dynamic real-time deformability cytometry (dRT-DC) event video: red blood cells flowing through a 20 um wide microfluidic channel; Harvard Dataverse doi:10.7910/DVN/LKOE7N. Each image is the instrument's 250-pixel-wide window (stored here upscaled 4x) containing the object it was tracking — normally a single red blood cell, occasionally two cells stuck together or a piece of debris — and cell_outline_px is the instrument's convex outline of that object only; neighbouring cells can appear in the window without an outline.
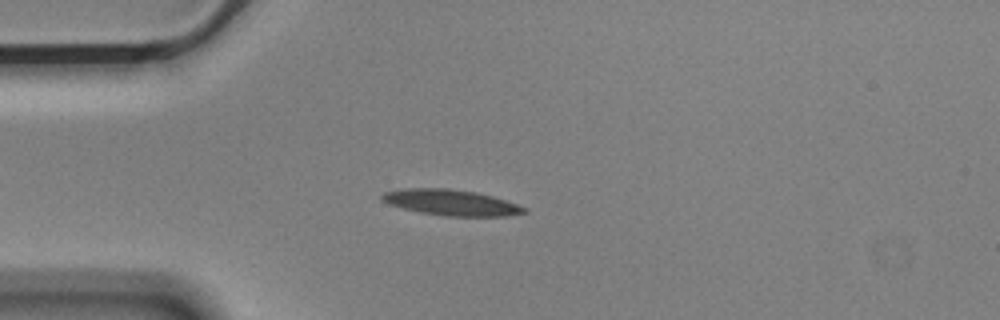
{"species": "Egyptian fruit bat (a non-hibernating species)", "species_latin": "Rousettus aegyptiacus", "temperature_condition": "cold", "stored_images_in_passage": 51, "camera_frame_rate_fps": 3000, "um_per_image_px": 0.085, "animal": {"sex": "male"}, "frame": {"image": 1, "passage_image": 10, "time_ms": 3.0, "image_size_px": [1000, 320], "cell_outline_px": [[528, 212], [508, 216], [444, 216], [420, 212], [388, 204], [380, 200], [380, 196], [384, 192], [408, 188], [448, 188], [476, 192], [492, 196], [528, 208]], "centroid_in_image_um": [38.34, 17.22], "position_along_channel_um": 46.7, "area_um2": 21.39}}
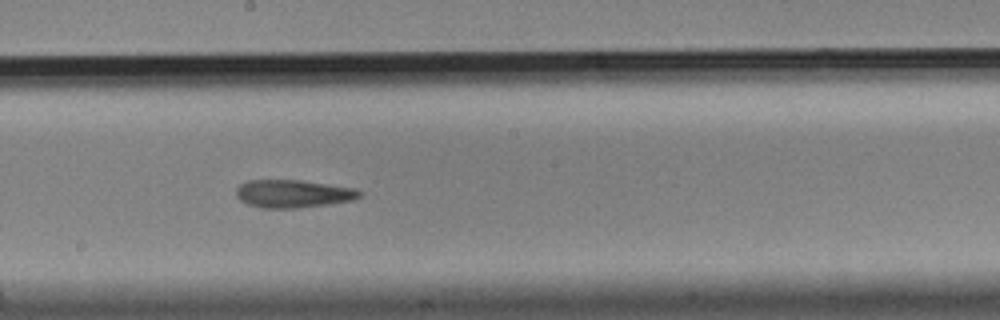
{"frame": {"image": 2, "passage_image": 26, "time_ms": 8.333, "image_size_px": [1000, 320], "cell_outline_px": [[360, 196], [352, 200], [328, 204], [296, 208], [260, 208], [248, 204], [240, 200], [236, 196], [236, 188], [240, 184], [248, 180], [300, 180], [352, 188], [360, 192]], "centroid_in_image_um": [24.84, 16.47], "position_along_channel_um": 223.4, "area_um2": 19.83}}
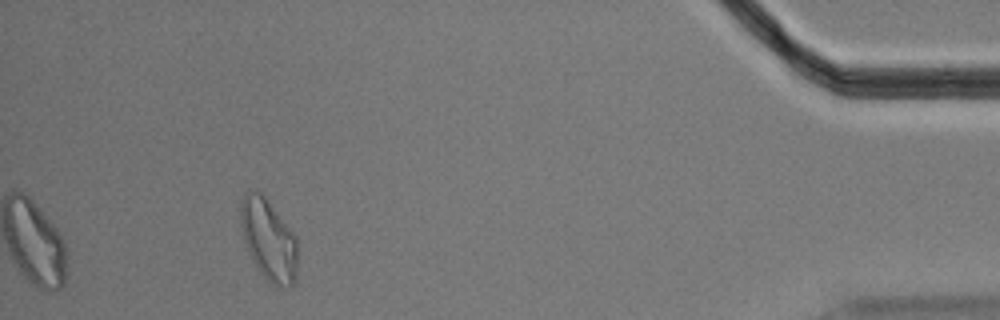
{"frame": {"image": 3, "passage_image": 47, "time_ms": 15.333, "image_size_px": [1000, 320], "cell_outline_px": [[296, 276], [292, 288], [276, 288], [260, 272], [252, 260], [244, 244], [240, 228], [240, 200], [244, 192], [248, 188], [264, 192], [296, 236]], "centroid_in_image_um": [22.8, 20.32], "position_along_channel_um": 412.4, "area_um2": 27.98}, "authors_computed_cell_mechanics": {"area_um2": 20.4034, "velocity_mm_per_s": 3.5808, "shape_relaxation_time_tau1_ms": null, "shape_relaxation_time_tau2_ms": 3.4566, "deformation_change_tau1": null, "deformation_change_tau2": 0.1128}}